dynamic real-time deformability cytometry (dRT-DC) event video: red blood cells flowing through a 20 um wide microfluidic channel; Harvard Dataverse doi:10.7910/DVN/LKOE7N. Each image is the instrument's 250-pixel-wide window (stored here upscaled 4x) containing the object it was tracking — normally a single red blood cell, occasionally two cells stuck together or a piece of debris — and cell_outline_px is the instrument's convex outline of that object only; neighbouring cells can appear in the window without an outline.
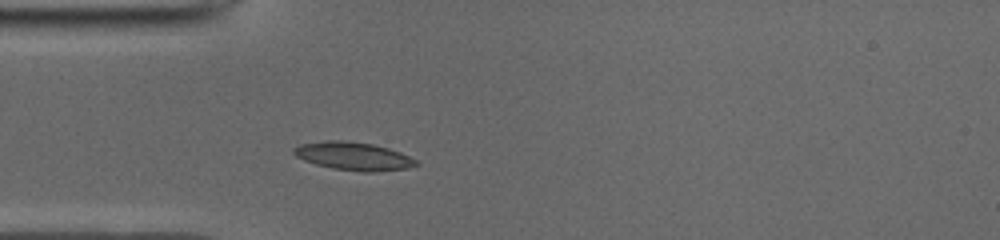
{"species": "common noctule bat (a hibernating species)", "species_latin": "Nyctalus noctula", "temperature_condition": "cold", "stored_images_in_passage": 37, "camera_frame_rate_fps": 3000, "um_per_image_px": 0.085, "animal": {"sex": "male", "body_mass_g": 19.0, "forearm_length_mm": 50.8}, "frame": {"image": 1, "passage_image": 1, "time_ms": 0.0, "image_size_px": [1000, 240], "cell_outline_px": [[420, 164], [408, 168], [376, 172], [360, 172], [332, 168], [316, 164], [304, 160], [296, 156], [292, 152], [292, 148], [300, 144], [328, 140], [344, 140], [372, 144], [388, 148], [400, 152], [416, 160]], "centroid_in_image_um": [30.04, 13.28], "position_along_channel_um": 55.0, "area_um2": 20.11}}
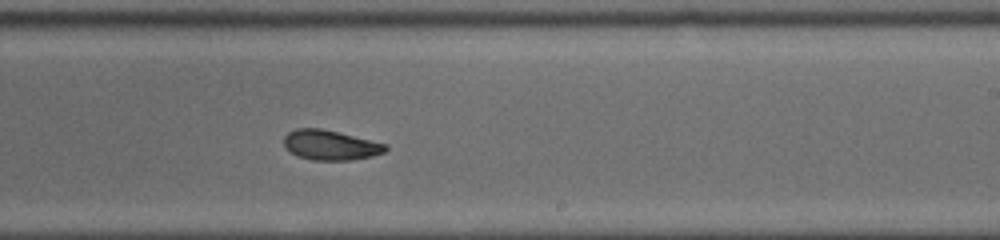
{"frame": {"image": 2, "passage_image": 17, "time_ms": 5.333, "image_size_px": [1000, 240], "cell_outline_px": [[388, 148], [384, 152], [372, 156], [352, 160], [312, 160], [296, 156], [284, 144], [284, 136], [288, 132], [296, 128], [320, 128], [388, 144]], "centroid_in_image_um": [28.09, 12.33], "position_along_channel_um": 260.9, "area_um2": 17.63}}
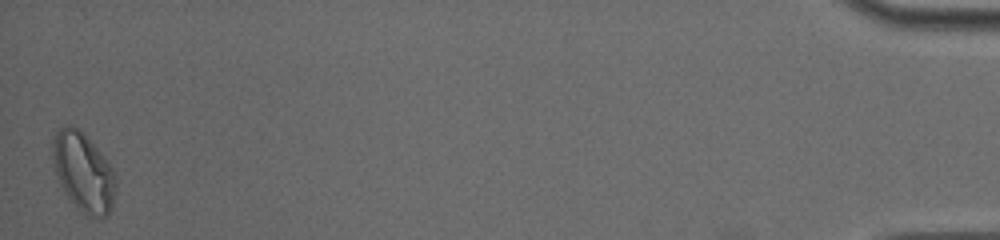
{"frame": {"image": 3, "passage_image": 37, "time_ms": 12.0, "image_size_px": [1000, 240], "cell_outline_px": [[116, 188], [112, 208], [108, 216], [100, 220], [96, 220], [88, 216], [76, 208], [60, 184], [52, 160], [52, 140], [56, 132], [64, 124], [72, 124], [104, 156], [112, 168], [116, 176]], "centroid_in_image_um": [7.1, 14.69], "position_along_channel_um": 428.1, "area_um2": 29.19}, "authors_computed_cell_mechanics": {"area_um2": 18.5538, "velocity_mm_per_s": 3.9434, "shape_relaxation_time_tau1_ms": 3.5657, "shape_relaxation_time_tau2_ms": 3.0907, "deformation_change_tau1": 0.1192, "deformation_change_tau2": 0.075}}